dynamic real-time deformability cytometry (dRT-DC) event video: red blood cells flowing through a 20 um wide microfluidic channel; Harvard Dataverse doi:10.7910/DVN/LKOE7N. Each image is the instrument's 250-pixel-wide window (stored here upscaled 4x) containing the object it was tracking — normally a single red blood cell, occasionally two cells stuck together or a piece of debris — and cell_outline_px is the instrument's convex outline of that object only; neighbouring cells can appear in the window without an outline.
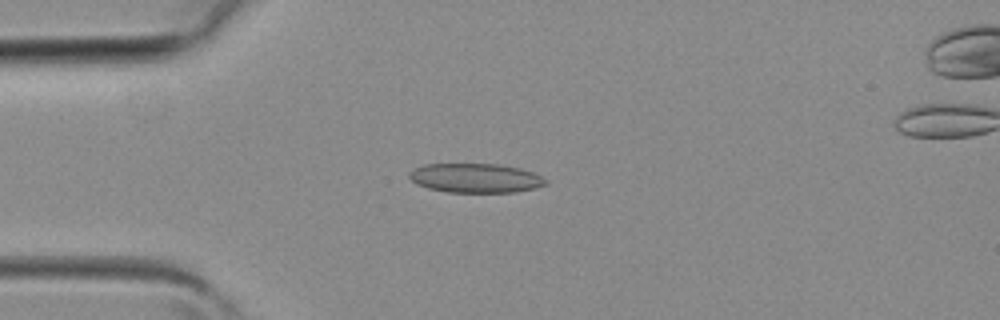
{"species": "common noctule bat (a hibernating species)", "species_latin": "Nyctalus noctula", "temperature_condition": "room temperature", "stored_images_in_passage": 39, "camera_frame_rate_fps": 3000, "um_per_image_px": 0.085, "animal": {"sex": "female", "body_mass_g": 19.3, "forearm_length_mm": 54.1}, "frame": {"image": 1, "passage_image": 9, "time_ms": 2.667, "image_size_px": [1000, 320], "cell_outline_px": [[548, 184], [516, 192], [448, 192], [428, 188], [416, 184], [408, 176], [408, 172], [412, 168], [424, 164], [500, 164], [520, 168], [532, 172], [548, 180]], "centroid_in_image_um": [40.39, 15.13], "position_along_channel_um": 44.6, "area_um2": 23.35}}
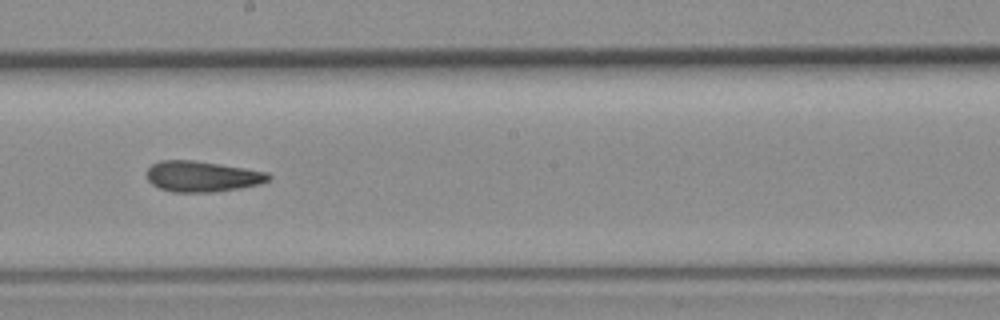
{"frame": {"image": 2, "passage_image": 21, "time_ms": 6.667, "image_size_px": [1000, 320], "cell_outline_px": [[272, 176], [268, 180], [260, 184], [240, 188], [212, 192], [172, 192], [160, 188], [152, 184], [148, 180], [148, 168], [152, 164], [160, 160], [192, 160], [244, 168], [268, 172]], "centroid_in_image_um": [17.19, 15.0], "position_along_channel_um": 231.0, "area_um2": 21.68}}
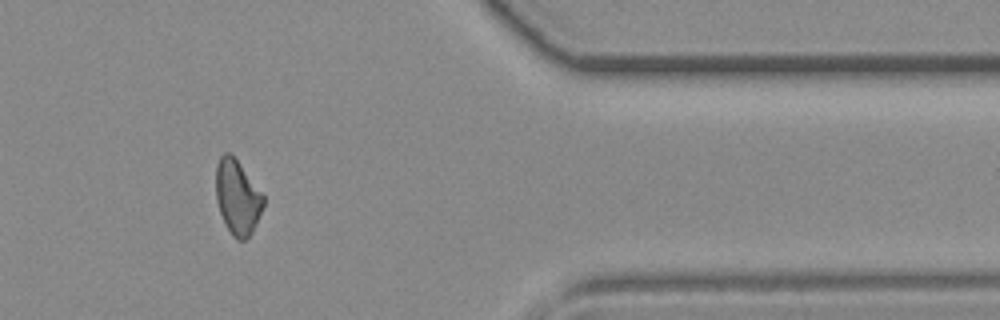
{"frame": {"image": 3, "passage_image": 32, "time_ms": 10.333, "image_size_px": [1000, 320], "cell_outline_px": [[264, 204], [252, 232], [244, 240], [236, 240], [232, 236], [220, 212], [216, 200], [216, 164], [220, 156], [224, 152], [232, 152], [264, 196]], "centroid_in_image_um": [20.17, 16.72], "position_along_channel_um": 391.2, "area_um2": 20.58}}